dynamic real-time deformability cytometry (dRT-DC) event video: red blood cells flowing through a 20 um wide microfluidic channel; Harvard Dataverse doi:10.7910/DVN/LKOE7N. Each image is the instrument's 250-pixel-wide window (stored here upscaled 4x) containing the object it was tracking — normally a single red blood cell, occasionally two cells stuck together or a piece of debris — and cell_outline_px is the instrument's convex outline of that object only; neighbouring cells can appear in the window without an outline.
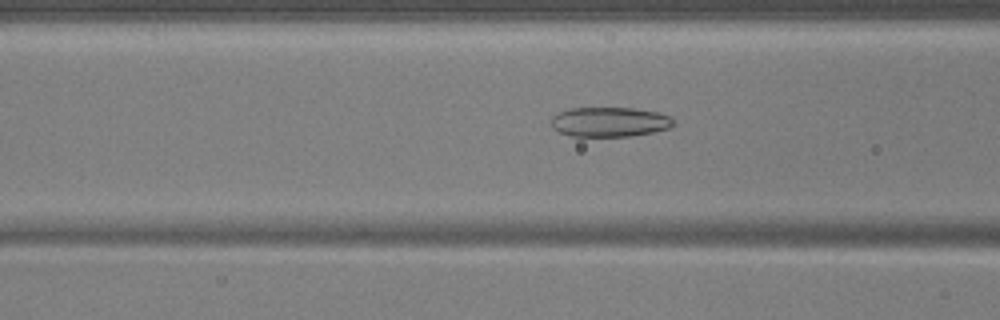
{"species": "common noctule bat (a hibernating species)", "species_latin": "Nyctalus noctula", "temperature_condition": "warm", "stored_images_in_passage": 47, "camera_frame_rate_fps": 3000, "um_per_image_px": 0.085, "animal": {"sex": "male", "body_mass_g": 17.9, "forearm_length_mm": 54.2}, "frame": {"image": 1, "passage_image": 20, "time_ms": 6.333, "image_size_px": [1000, 320], "cell_outline_px": [[672, 124], [668, 128], [652, 132], [632, 136], [568, 136], [552, 128], [552, 116], [560, 112], [572, 108], [636, 108], [660, 112], [672, 116]], "centroid_in_image_um": [51.82, 10.36], "position_along_channel_um": 114.8, "area_um2": 21.15}}
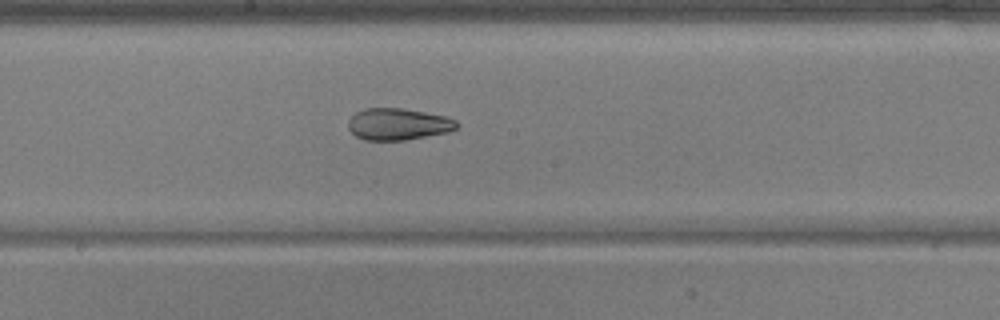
{"frame": {"image": 2, "passage_image": 28, "time_ms": 9.0, "image_size_px": [1000, 320], "cell_outline_px": [[460, 124], [456, 128], [448, 132], [404, 140], [364, 140], [356, 136], [348, 128], [348, 120], [356, 112], [364, 108], [400, 108], [424, 112], [444, 116], [456, 120]], "centroid_in_image_um": [33.83, 10.55], "position_along_channel_um": 214.4, "area_um2": 20.0}}
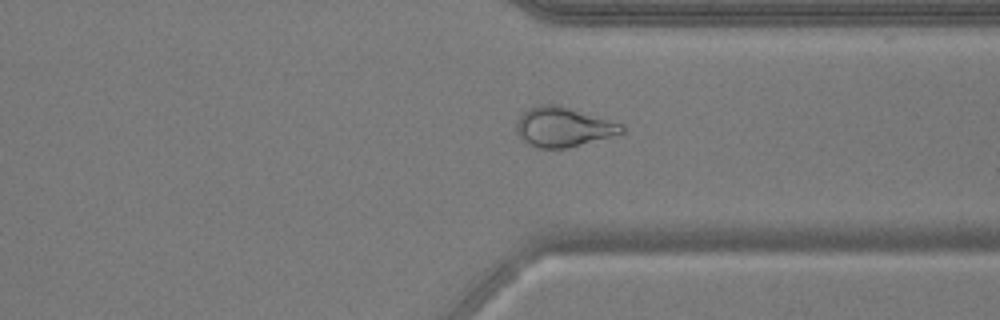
{"frame": {"image": 3, "passage_image": 40, "time_ms": 13.0, "image_size_px": [1000, 320], "cell_outline_px": [[624, 132], [612, 136], [568, 148], [540, 148], [524, 144], [516, 132], [516, 120], [528, 108], [540, 104], [552, 104], [568, 108], [624, 124]], "centroid_in_image_um": [47.83, 10.81], "position_along_channel_um": 363.6, "area_um2": 24.28}, "authors_computed_cell_mechanics": {"area_um2": 25.2586, "velocity_mm_per_s": 3.7327, "shape_relaxation_time_tau1_ms": null, "shape_relaxation_time_tau2_ms": 2.3247, "deformation_change_tau1": null, "deformation_change_tau2": 0.0869}}